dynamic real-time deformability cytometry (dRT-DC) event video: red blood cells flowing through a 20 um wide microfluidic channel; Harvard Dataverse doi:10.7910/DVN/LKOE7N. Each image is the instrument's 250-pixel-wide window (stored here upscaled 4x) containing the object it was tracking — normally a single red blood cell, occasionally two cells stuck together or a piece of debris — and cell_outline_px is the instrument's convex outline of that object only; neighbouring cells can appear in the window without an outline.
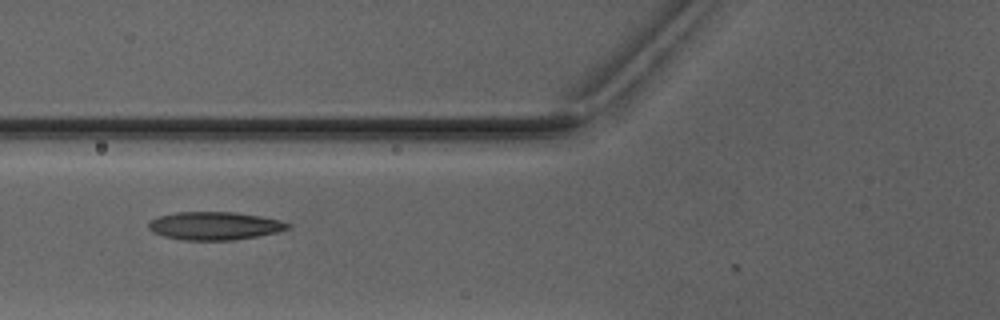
{"species": "Egyptian fruit bat (a non-hibernating species)", "species_latin": "Rousettus aegyptiacus", "temperature_condition": "warm", "stored_images_in_passage": 4, "camera_frame_rate_fps": 3000, "um_per_image_px": 0.085, "animal": {"sex": "male"}, "frame": {"image": 1, "passage_image": 4, "time_ms": 3.667, "image_size_px": [1000, 320], "cell_outline_px": [[292, 228], [276, 232], [256, 236], [232, 240], [180, 240], [164, 236], [152, 232], [148, 228], [148, 220], [160, 216], [176, 212], [236, 212], [260, 216], [280, 220], [292, 224]], "centroid_in_image_um": [18.23, 19.19], "position_along_channel_um": 107.6, "area_um2": 22.89}}